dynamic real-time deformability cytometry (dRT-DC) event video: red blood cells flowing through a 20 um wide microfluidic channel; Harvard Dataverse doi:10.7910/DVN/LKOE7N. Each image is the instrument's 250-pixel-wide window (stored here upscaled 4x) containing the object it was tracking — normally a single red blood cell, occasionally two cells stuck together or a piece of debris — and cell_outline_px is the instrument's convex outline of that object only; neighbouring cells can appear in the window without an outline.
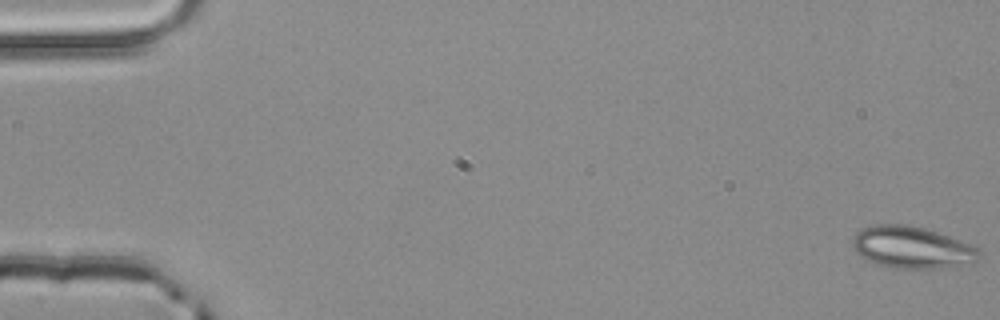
{"species": "common noctule bat (a hibernating species)", "species_latin": "Nyctalus noctula", "temperature_condition": "room temperature", "stored_images_in_passage": 5, "camera_frame_rate_fps": 3000, "um_per_image_px": 0.085, "animal": {"sex": "male", "body_mass_g": 20.4}, "frame": {"image": 1, "passage_image": 1, "time_ms": 0.0, "image_size_px": [1000, 320], "cell_outline_px": [[980, 256], [972, 264], [948, 268], [896, 268], [864, 260], [852, 248], [852, 240], [856, 232], [872, 224], [908, 224], [924, 228], [972, 244], [980, 248]], "centroid_in_image_um": [77.53, 21.03], "position_along_channel_um": 7.5, "area_um2": 31.27}}